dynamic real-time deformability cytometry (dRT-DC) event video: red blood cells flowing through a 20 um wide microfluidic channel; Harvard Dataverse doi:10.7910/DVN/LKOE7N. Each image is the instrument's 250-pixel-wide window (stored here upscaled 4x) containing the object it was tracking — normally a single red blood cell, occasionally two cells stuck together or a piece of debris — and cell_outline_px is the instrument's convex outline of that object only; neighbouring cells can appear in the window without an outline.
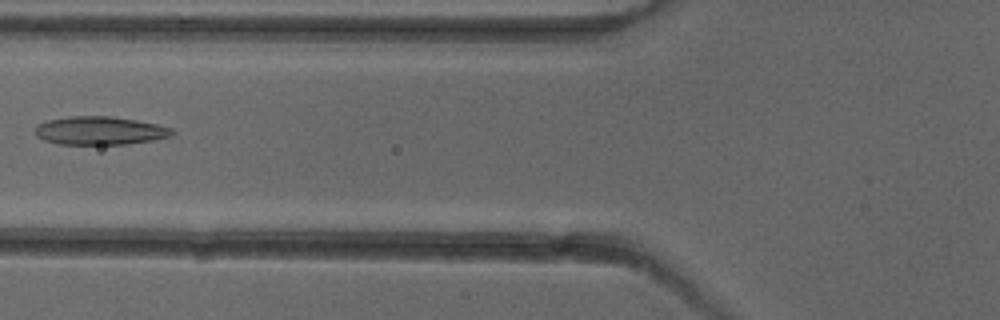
{"species": "common noctule bat (a hibernating species)", "species_latin": "Nyctalus noctula", "temperature_condition": "cold", "stored_images_in_passage": 7, "camera_frame_rate_fps": 3000, "um_per_image_px": 0.085, "animal": {"sex": "female"}, "frame": {"image": 1, "passage_image": 6, "time_ms": 6.0, "image_size_px": [1000, 320], "cell_outline_px": [[176, 132], [172, 136], [152, 140], [124, 144], [56, 144], [44, 140], [36, 136], [36, 124], [48, 120], [68, 116], [112, 116], [136, 120], [156, 124], [172, 128]], "centroid_in_image_um": [8.48, 11.1], "position_along_channel_um": 117.3, "area_um2": 22.66}}
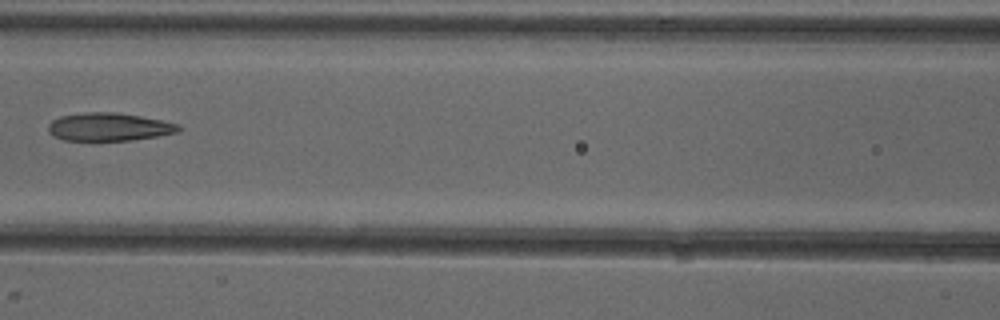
{"frame": {"image": 2, "passage_image": 7, "time_ms": 7.0, "image_size_px": [1000, 320], "cell_outline_px": [[180, 128], [176, 132], [156, 136], [128, 140], [64, 140], [56, 136], [48, 128], [48, 124], [52, 120], [60, 116], [84, 112], [116, 112], [140, 116], [180, 124]], "centroid_in_image_um": [9.25, 10.77], "position_along_channel_um": 157.3, "area_um2": 20.92}}